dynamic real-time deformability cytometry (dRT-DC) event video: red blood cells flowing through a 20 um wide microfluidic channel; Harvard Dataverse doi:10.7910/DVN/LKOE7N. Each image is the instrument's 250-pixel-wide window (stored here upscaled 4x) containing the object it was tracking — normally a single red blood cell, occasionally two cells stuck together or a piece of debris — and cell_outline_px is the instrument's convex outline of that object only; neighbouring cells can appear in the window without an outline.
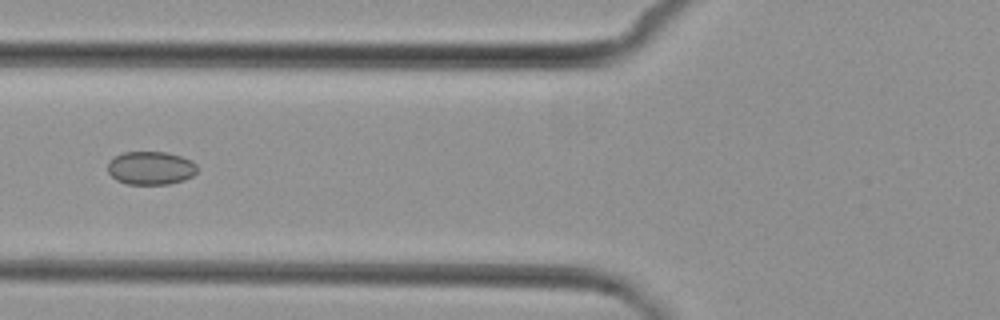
{"species": "common noctule bat (a hibernating species)", "species_latin": "Nyctalus noctula", "temperature_condition": "cold", "stored_images_in_passage": 6, "camera_frame_rate_fps": 3000, "um_per_image_px": 0.085, "animal": {"sex": "female", "body_mass_g": 29.2, "forearm_length_mm": 56.3}, "frame": {"image": 1, "passage_image": 6, "time_ms": 5.667, "image_size_px": [1000, 320], "cell_outline_px": [[196, 172], [192, 176], [184, 180], [168, 184], [128, 184], [116, 180], [108, 172], [108, 160], [124, 152], [168, 152], [192, 160], [196, 164]], "centroid_in_image_um": [12.81, 14.28], "position_along_channel_um": 113.0, "area_um2": 17.4}}